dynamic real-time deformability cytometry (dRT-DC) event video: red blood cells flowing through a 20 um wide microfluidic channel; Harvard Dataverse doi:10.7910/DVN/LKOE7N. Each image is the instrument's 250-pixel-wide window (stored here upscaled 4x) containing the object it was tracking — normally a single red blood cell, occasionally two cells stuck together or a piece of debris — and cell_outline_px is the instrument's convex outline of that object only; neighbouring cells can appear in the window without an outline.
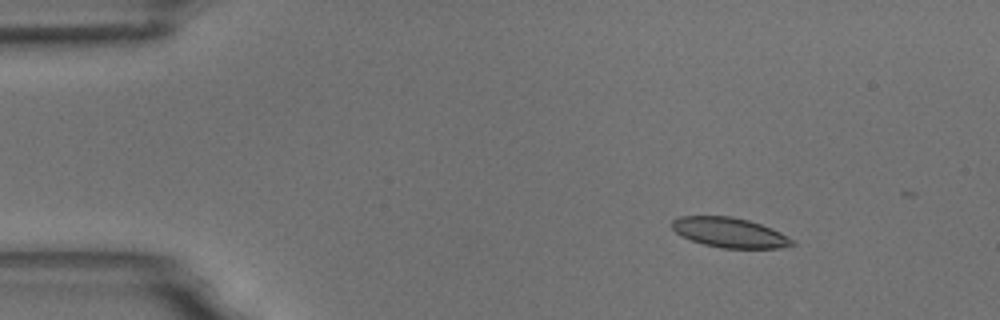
{"species": "common noctule bat (a hibernating species)", "species_latin": "Nyctalus noctula", "temperature_condition": "room temperature", "stored_images_in_passage": 6, "camera_frame_rate_fps": 3000, "um_per_image_px": 0.085, "animal": {"sex": "male", "body_mass_g": 18.8}, "frame": {"image": 1, "passage_image": 2, "time_ms": 2.0, "image_size_px": [1000, 320], "cell_outline_px": [[796, 244], [780, 248], [720, 248], [704, 244], [680, 236], [672, 228], [672, 220], [680, 216], [732, 216], [748, 220], [772, 228], [780, 232], [792, 240]], "centroid_in_image_um": [62.0, 19.76], "position_along_channel_um": 23.0, "area_um2": 20.87}}
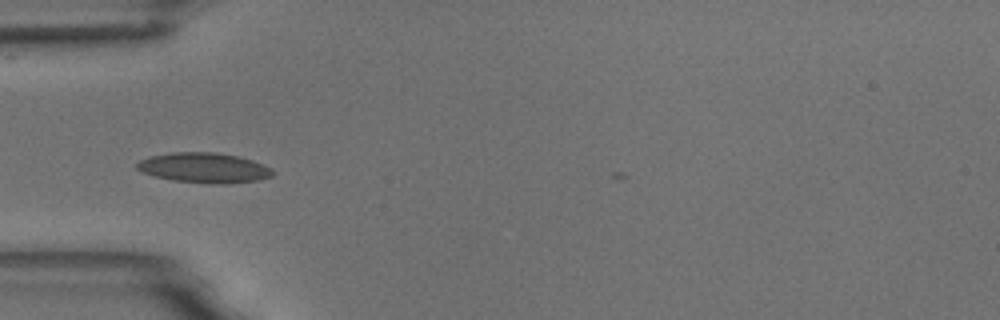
{"frame": {"image": 2, "passage_image": 5, "time_ms": 5.333, "image_size_px": [1000, 320], "cell_outline_px": [[276, 172], [272, 176], [260, 180], [224, 184], [212, 184], [172, 180], [140, 172], [136, 168], [136, 164], [140, 160], [148, 156], [172, 152], [216, 152], [236, 156], [252, 160], [264, 164], [272, 168]], "centroid_in_image_um": [17.36, 14.26], "position_along_channel_um": 67.6, "area_um2": 24.04}}